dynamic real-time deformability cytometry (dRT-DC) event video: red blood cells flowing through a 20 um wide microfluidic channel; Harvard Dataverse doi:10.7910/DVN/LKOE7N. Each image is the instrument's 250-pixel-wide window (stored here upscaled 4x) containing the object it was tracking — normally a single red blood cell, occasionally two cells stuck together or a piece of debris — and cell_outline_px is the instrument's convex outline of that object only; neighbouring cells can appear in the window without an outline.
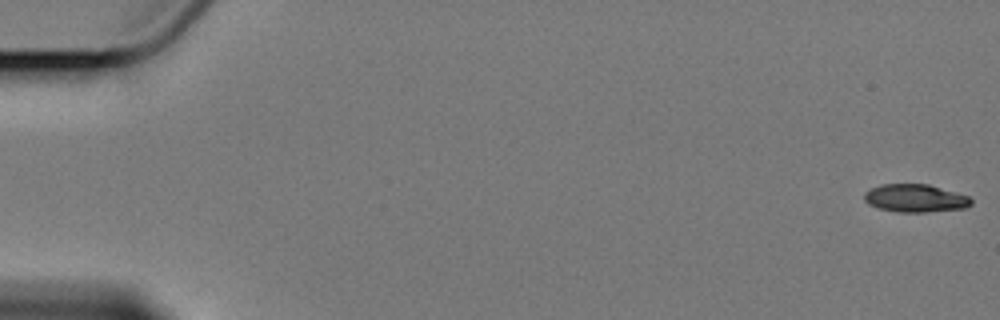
{"species": "Egyptian fruit bat (a non-hibernating species)", "species_latin": "Rousettus aegyptiacus", "temperature_condition": "cold", "stored_images_in_passage": 5, "camera_frame_rate_fps": 3000, "um_per_image_px": 0.085, "animal": {"sex": "female"}, "frame": {"image": 1, "passage_image": 1, "time_ms": 0.0, "image_size_px": [1000, 320], "cell_outline_px": [[972, 204], [964, 208], [924, 212], [896, 212], [880, 208], [868, 204], [864, 200], [864, 192], [880, 184], [928, 184], [968, 196], [972, 200]], "centroid_in_image_um": [77.77, 16.85], "position_along_channel_um": 7.2, "area_um2": 17.28}}
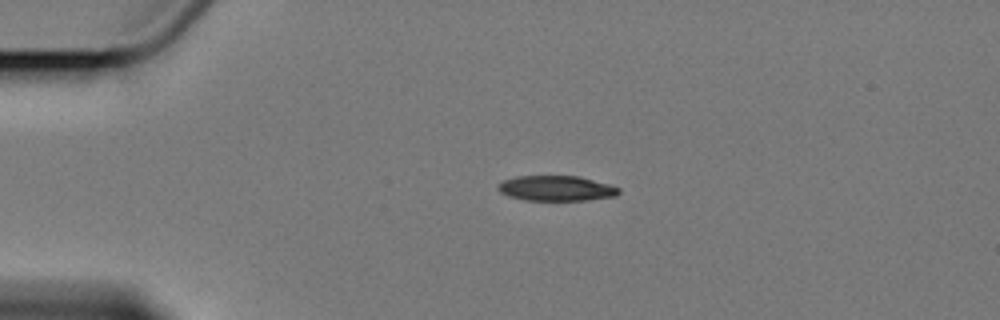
{"frame": {"image": 2, "passage_image": 4, "time_ms": 4.333, "image_size_px": [1000, 320], "cell_outline_px": [[620, 192], [616, 196], [588, 200], [528, 200], [508, 196], [500, 192], [496, 188], [504, 180], [516, 176], [580, 176], [608, 184], [620, 188]], "centroid_in_image_um": [47.3, 16.0], "position_along_channel_um": 37.7, "area_um2": 17.69}}